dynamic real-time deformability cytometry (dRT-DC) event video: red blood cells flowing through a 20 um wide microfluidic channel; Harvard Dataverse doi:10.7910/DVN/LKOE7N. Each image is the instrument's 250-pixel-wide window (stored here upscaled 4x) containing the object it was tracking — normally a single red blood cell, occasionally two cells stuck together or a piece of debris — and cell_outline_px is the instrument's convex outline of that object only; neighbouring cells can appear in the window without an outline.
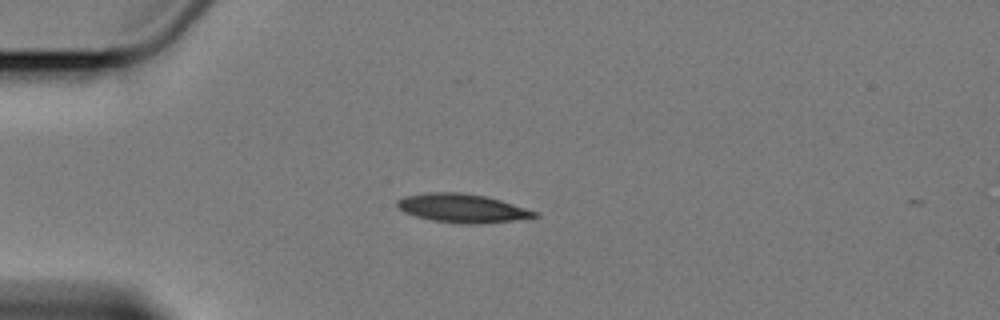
{"species": "Egyptian fruit bat (a non-hibernating species)", "species_latin": "Rousettus aegyptiacus", "temperature_condition": "cold", "stored_images_in_passage": 5, "camera_frame_rate_fps": 3000, "um_per_image_px": 0.085, "animal": {"sex": "female"}, "frame": {"image": 1, "passage_image": 4, "time_ms": 3.333, "image_size_px": [1000, 320], "cell_outline_px": [[540, 216], [512, 220], [480, 224], [468, 224], [432, 220], [416, 216], [404, 212], [396, 204], [396, 200], [404, 196], [432, 192], [460, 192], [484, 196], [500, 200], [536, 212]], "centroid_in_image_um": [39.25, 17.69], "position_along_channel_um": 45.7, "area_um2": 22.54}}